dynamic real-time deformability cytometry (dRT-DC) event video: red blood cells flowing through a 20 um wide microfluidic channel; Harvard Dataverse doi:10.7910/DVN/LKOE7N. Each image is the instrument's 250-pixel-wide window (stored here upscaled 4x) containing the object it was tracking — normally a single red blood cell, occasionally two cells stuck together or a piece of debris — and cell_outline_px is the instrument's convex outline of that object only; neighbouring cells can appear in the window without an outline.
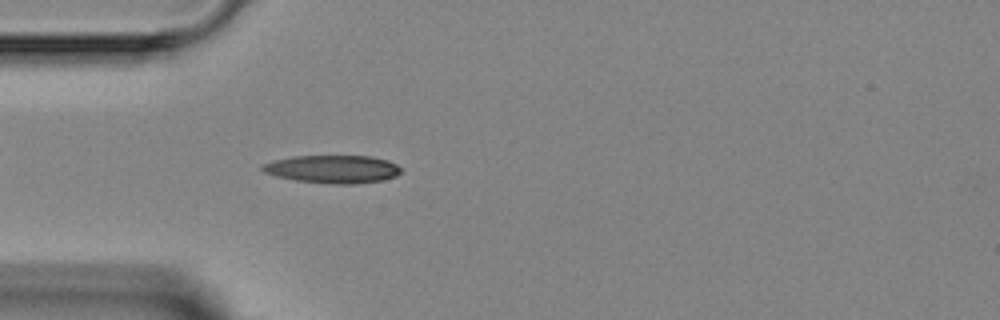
{"species": "Egyptian fruit bat (a non-hibernating species)", "species_latin": "Rousettus aegyptiacus", "temperature_condition": "room temperature", "stored_images_in_passage": 4, "camera_frame_rate_fps": 3000, "um_per_image_px": 0.085, "animal": {"sex": "female"}, "frame": {"image": 1, "passage_image": 4, "time_ms": 4.333, "image_size_px": [1000, 320], "cell_outline_px": [[400, 172], [396, 176], [380, 180], [356, 184], [332, 184], [296, 180], [276, 176], [264, 172], [260, 168], [264, 164], [276, 160], [292, 156], [372, 156], [388, 160], [396, 164], [400, 168]], "centroid_in_image_um": [28.29, 14.37], "position_along_channel_um": 56.7, "area_um2": 22.43}}